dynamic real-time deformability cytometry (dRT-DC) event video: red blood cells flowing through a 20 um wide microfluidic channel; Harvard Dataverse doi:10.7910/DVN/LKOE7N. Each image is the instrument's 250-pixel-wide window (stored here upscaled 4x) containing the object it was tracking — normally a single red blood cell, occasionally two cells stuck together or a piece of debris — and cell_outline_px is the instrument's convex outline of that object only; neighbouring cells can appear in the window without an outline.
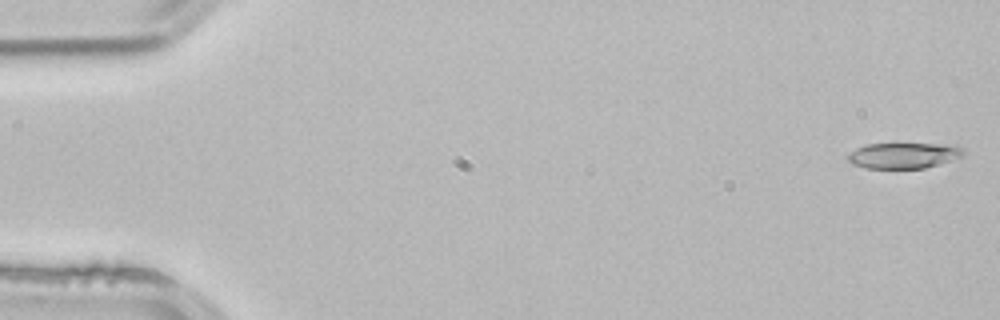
{"species": "common noctule bat (a hibernating species)", "species_latin": "Nyctalus noctula", "temperature_condition": "room temperature", "stored_images_in_passage": 3, "camera_frame_rate_fps": 3000, "um_per_image_px": 0.085, "animal": {"sex": "male", "body_mass_g": 21.5, "forearm_length_mm": 52.0}, "frame": {"image": 1, "passage_image": 1, "time_ms": 0.0, "image_size_px": [1000, 320], "cell_outline_px": [[964, 156], [924, 168], [868, 168], [852, 164], [848, 160], [848, 156], [856, 148], [868, 144], [956, 144], [964, 152]], "centroid_in_image_um": [76.83, 13.21], "position_along_channel_um": 8.2, "area_um2": 17.11}}